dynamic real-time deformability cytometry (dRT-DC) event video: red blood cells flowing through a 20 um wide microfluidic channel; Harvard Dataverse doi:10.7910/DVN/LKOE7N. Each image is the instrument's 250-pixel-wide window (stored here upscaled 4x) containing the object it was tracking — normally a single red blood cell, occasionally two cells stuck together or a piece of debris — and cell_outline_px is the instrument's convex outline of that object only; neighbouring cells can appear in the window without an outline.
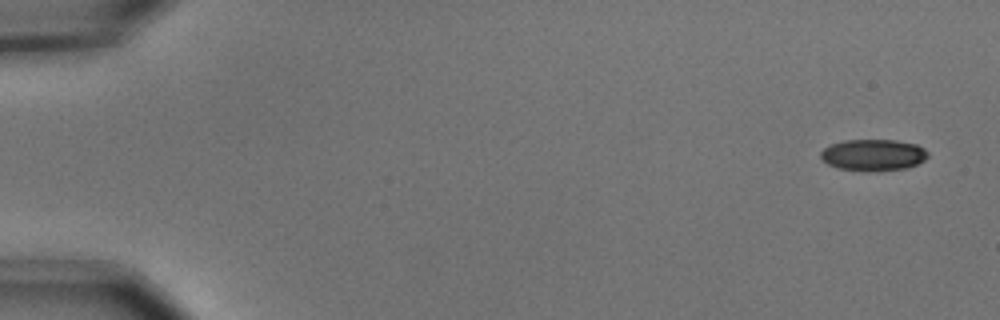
{"species": "common noctule bat (a hibernating species)", "species_latin": "Nyctalus noctula", "temperature_condition": "cold", "stored_images_in_passage": 6, "camera_frame_rate_fps": 3000, "um_per_image_px": 0.085, "animal": {"sex": "male", "body_mass_g": 15.6}, "frame": {"image": 1, "passage_image": 1, "time_ms": 0.0, "image_size_px": [1000, 320], "cell_outline_px": [[928, 156], [924, 160], [908, 168], [840, 168], [828, 164], [820, 156], [820, 152], [824, 148], [832, 144], [844, 140], [896, 140], [916, 144], [924, 148], [928, 152]], "centroid_in_image_um": [74.25, 13.11], "position_along_channel_um": 10.7, "area_um2": 18.73}}